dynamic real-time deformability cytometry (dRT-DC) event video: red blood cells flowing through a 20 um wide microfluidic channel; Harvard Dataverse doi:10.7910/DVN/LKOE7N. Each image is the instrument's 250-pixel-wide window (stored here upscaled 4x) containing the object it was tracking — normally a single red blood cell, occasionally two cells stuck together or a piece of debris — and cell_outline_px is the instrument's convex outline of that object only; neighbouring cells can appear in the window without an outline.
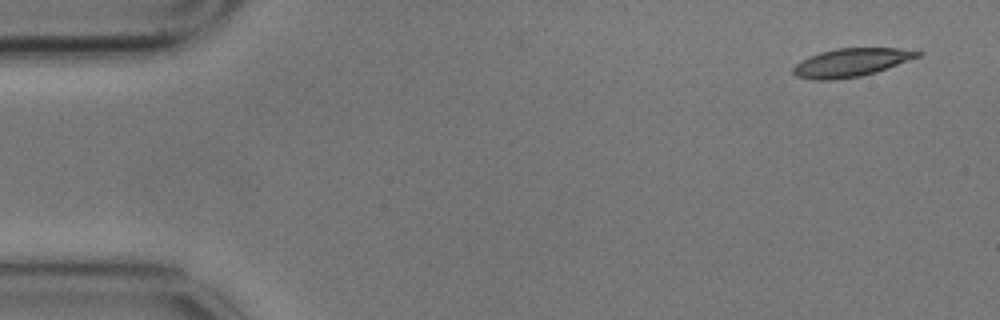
{"species": "common noctule bat (a hibernating species)", "species_latin": "Nyctalus noctula", "temperature_condition": "cold", "stored_images_in_passage": 5, "camera_frame_rate_fps": 3000, "um_per_image_px": 0.085, "animal": {"sex": "male", "body_mass_g": 17.9}, "frame": {"image": 1, "passage_image": 1, "time_ms": 0.0, "image_size_px": [1000, 320], "cell_outline_px": [[924, 52], [920, 56], [888, 68], [876, 72], [860, 76], [832, 80], [812, 80], [796, 76], [792, 72], [792, 68], [796, 64], [808, 56], [820, 52], [836, 48], [896, 48]], "centroid_in_image_um": [72.32, 5.32], "position_along_channel_um": 12.7, "area_um2": 20.52}}